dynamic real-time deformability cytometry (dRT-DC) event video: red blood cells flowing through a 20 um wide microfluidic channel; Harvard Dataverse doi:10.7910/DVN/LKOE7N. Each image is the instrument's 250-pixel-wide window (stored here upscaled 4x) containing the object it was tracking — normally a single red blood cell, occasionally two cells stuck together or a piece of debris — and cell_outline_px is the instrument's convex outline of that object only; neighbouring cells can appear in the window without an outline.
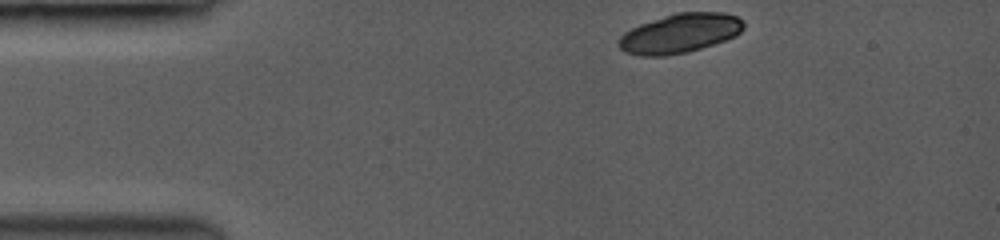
{"species": "common noctule bat (a hibernating species)", "species_latin": "Nyctalus noctula", "temperature_condition": "room temperature", "stored_images_in_passage": 15, "camera_frame_rate_fps": 3500, "um_per_image_px": 0.085, "animal": {"sex": "female", "body_mass_g": 19.0, "forearm_length_mm": 53.3}, "frame": {"image": 1, "passage_image": 1, "time_ms": 0.0, "image_size_px": [1000, 240], "cell_outline_px": [[744, 28], [740, 32], [724, 40], [700, 48], [684, 52], [660, 56], [644, 56], [624, 52], [620, 48], [620, 36], [624, 32], [640, 24], [676, 12], [724, 12], [736, 16], [744, 24]], "centroid_in_image_um": [57.78, 2.82], "position_along_channel_um": 27.2, "area_um2": 28.09}}